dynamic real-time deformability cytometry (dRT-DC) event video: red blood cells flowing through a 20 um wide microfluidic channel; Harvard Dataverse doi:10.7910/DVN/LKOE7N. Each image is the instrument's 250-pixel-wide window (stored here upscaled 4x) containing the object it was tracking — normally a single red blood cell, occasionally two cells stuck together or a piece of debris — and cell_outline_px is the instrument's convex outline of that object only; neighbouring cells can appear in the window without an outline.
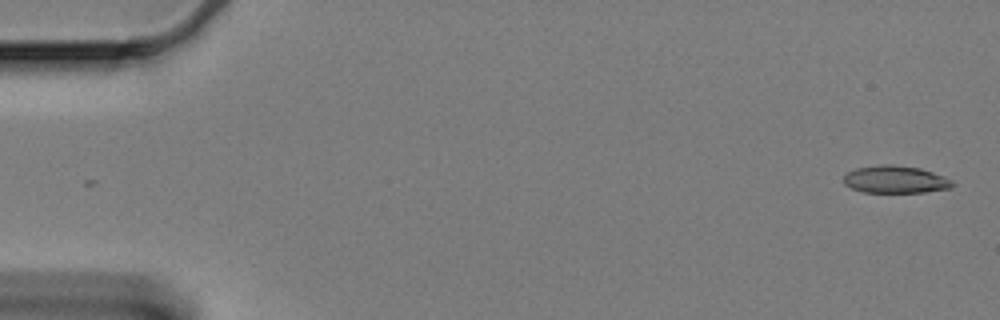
{"species": "Egyptian fruit bat (a non-hibernating species)", "species_latin": "Rousettus aegyptiacus", "temperature_condition": "cold", "stored_images_in_passage": 59, "camera_frame_rate_fps": 3000, "um_per_image_px": 0.085, "animal": {"sex": "female"}, "frame": {"image": 1, "passage_image": 1, "time_ms": 0.0, "image_size_px": [1000, 320], "cell_outline_px": [[956, 184], [952, 188], [924, 192], [864, 192], [852, 188], [844, 184], [844, 176], [848, 172], [856, 168], [876, 164], [892, 164], [920, 168], [944, 176], [952, 180]], "centroid_in_image_um": [76.13, 15.25], "position_along_channel_um": 8.9, "area_um2": 17.51}}
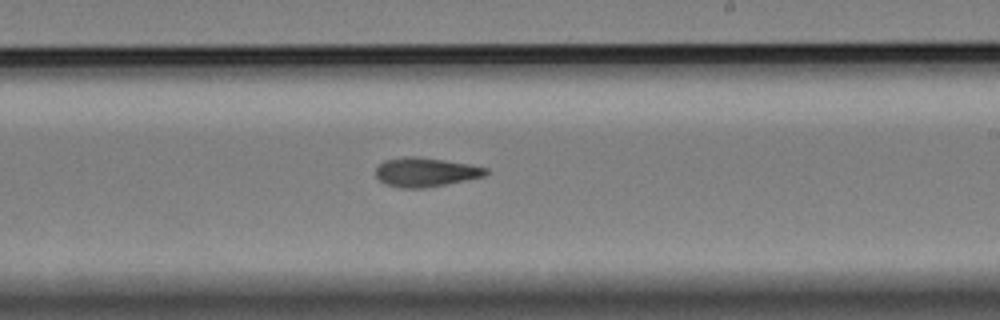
{"frame": {"image": 2, "passage_image": 35, "time_ms": 11.333, "image_size_px": [1000, 320], "cell_outline_px": [[488, 172], [484, 176], [424, 188], [400, 188], [384, 184], [376, 176], [376, 168], [384, 160], [408, 156], [416, 156], [444, 160], [468, 164], [488, 168]], "centroid_in_image_um": [36.13, 14.63], "position_along_channel_um": 252.9, "area_um2": 18.5}}
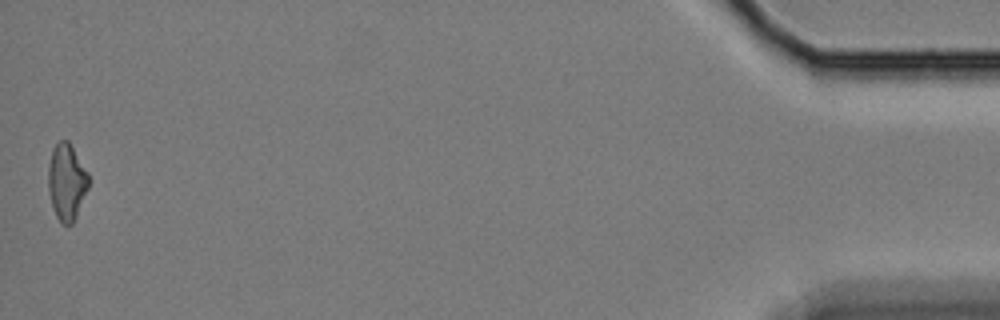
{"frame": {"image": 3, "passage_image": 59, "time_ms": 19.333, "image_size_px": [1000, 320], "cell_outline_px": [[88, 188], [76, 216], [72, 224], [60, 224], [52, 208], [48, 192], [48, 164], [52, 148], [60, 140], [68, 140], [88, 172]], "centroid_in_image_um": [5.64, 15.46], "position_along_channel_um": 429.6, "area_um2": 18.09}, "authors_computed_cell_mechanics": {"area_um2": 18.4382, "velocity_mm_per_s": 3.3431, "shape_relaxation_time_tau1_ms": 7.4554, "shape_relaxation_time_tau2_ms": 8.1881, "deformation_change_tau1": 0.1816, "deformation_change_tau2": 0.1512}}